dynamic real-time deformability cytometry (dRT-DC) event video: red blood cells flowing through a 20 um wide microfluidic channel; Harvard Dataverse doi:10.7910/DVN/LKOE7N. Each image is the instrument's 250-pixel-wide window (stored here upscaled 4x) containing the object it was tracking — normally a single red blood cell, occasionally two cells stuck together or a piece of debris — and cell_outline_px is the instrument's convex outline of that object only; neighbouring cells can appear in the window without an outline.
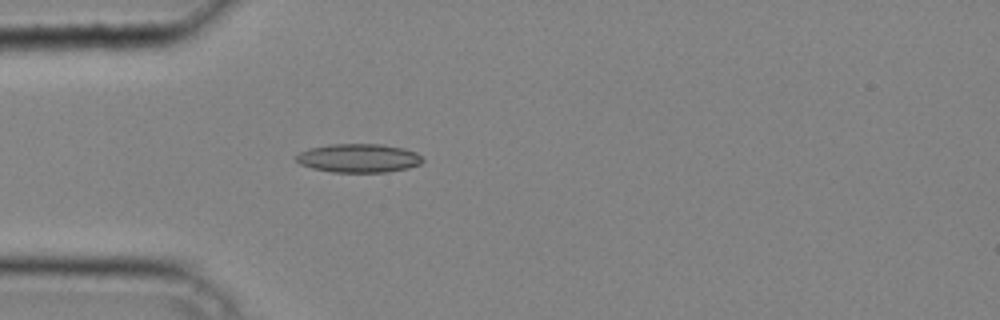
{"species": "common noctule bat (a hibernating species)", "species_latin": "Nyctalus noctula", "temperature_condition": "cold", "stored_images_in_passage": 30, "camera_frame_rate_fps": 3000, "um_per_image_px": 0.085, "animal": {"sex": "male", "body_mass_g": 20.4}, "frame": {"image": 1, "passage_image": 1, "time_ms": 0.0, "image_size_px": [1000, 320], "cell_outline_px": [[424, 160], [420, 164], [408, 168], [388, 172], [332, 172], [312, 168], [300, 164], [296, 160], [296, 156], [300, 152], [308, 148], [332, 144], [380, 144], [404, 148], [416, 152], [424, 156]], "centroid_in_image_um": [30.52, 13.44], "position_along_channel_um": 54.5, "area_um2": 21.27}}
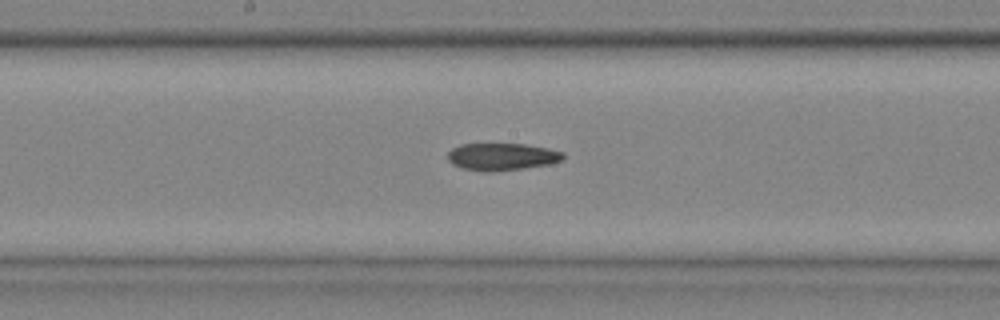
{"frame": {"image": 2, "passage_image": 11, "time_ms": 3.333, "image_size_px": [1000, 320], "cell_outline_px": [[564, 156], [560, 160], [548, 164], [524, 168], [488, 172], [464, 168], [452, 164], [448, 160], [448, 152], [452, 148], [460, 144], [524, 144], [548, 148], [564, 152]], "centroid_in_image_um": [42.64, 13.31], "position_along_channel_um": 205.6, "area_um2": 18.15}}
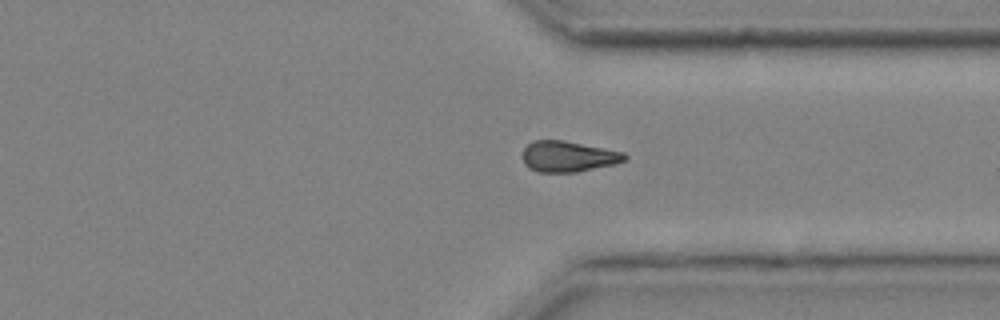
{"frame": {"image": 3, "passage_image": 21, "time_ms": 6.667, "image_size_px": [1000, 320], "cell_outline_px": [[628, 160], [616, 164], [576, 172], [536, 172], [528, 168], [524, 164], [520, 156], [524, 148], [532, 140], [564, 140], [624, 152], [628, 156]], "centroid_in_image_um": [48.27, 13.3], "position_along_channel_um": 363.1, "area_um2": 18.73}}